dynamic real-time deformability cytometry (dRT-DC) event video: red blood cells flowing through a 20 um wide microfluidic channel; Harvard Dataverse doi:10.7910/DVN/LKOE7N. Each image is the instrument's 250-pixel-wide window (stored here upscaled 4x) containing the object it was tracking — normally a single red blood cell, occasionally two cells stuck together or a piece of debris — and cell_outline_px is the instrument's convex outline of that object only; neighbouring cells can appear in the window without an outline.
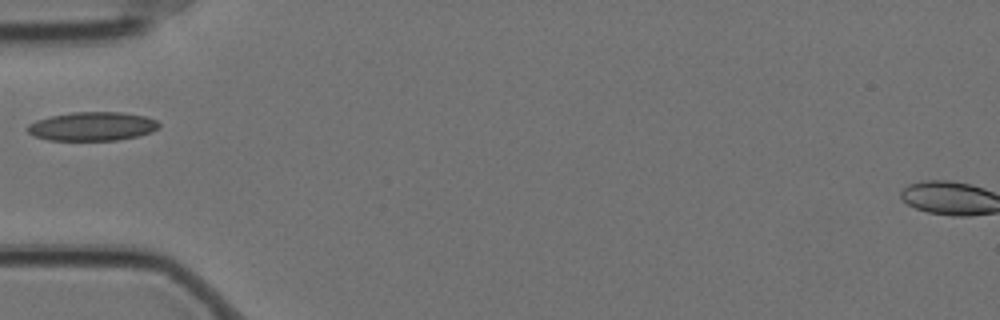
{"species": "Egyptian fruit bat (a non-hibernating species)", "species_latin": "Rousettus aegyptiacus", "temperature_condition": "cold", "stored_images_in_passage": 1, "camera_frame_rate_fps": 3000, "um_per_image_px": 0.085, "animal": {"sex": "female"}, "frame": {"image": 1, "passage_image": 1, "time_ms": 0.0, "image_size_px": [1000, 320], "cell_outline_px": [[160, 128], [152, 132], [136, 136], [116, 140], [48, 140], [36, 136], [28, 132], [28, 124], [36, 120], [52, 116], [72, 112], [120, 112], [144, 116], [156, 120], [160, 124]], "centroid_in_image_um": [7.87, 10.74], "position_along_channel_um": 77.1, "area_um2": 21.91}}